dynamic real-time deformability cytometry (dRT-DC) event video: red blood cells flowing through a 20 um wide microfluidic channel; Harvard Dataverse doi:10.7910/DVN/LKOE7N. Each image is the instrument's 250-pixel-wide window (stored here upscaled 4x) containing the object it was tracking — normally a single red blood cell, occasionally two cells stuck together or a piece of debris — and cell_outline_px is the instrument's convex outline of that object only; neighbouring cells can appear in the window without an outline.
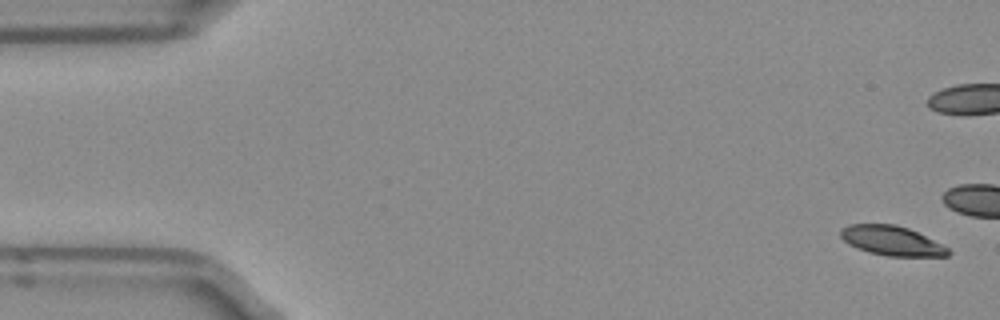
{"species": "Egyptian fruit bat (a non-hibernating species)", "species_latin": "Rousettus aegyptiacus", "temperature_condition": "room temperature", "stored_images_in_passage": 8, "camera_frame_rate_fps": 3000, "um_per_image_px": 0.085, "frame": {"image": 1, "passage_image": 1, "time_ms": 0.0, "image_size_px": [1000, 320], "cell_outline_px": [[952, 252], [948, 256], [888, 256], [868, 252], [848, 244], [840, 236], [840, 228], [848, 224], [896, 224], [908, 228], [948, 248]], "centroid_in_image_um": [75.76, 20.46], "position_along_channel_um": 9.2, "area_um2": 18.38}}